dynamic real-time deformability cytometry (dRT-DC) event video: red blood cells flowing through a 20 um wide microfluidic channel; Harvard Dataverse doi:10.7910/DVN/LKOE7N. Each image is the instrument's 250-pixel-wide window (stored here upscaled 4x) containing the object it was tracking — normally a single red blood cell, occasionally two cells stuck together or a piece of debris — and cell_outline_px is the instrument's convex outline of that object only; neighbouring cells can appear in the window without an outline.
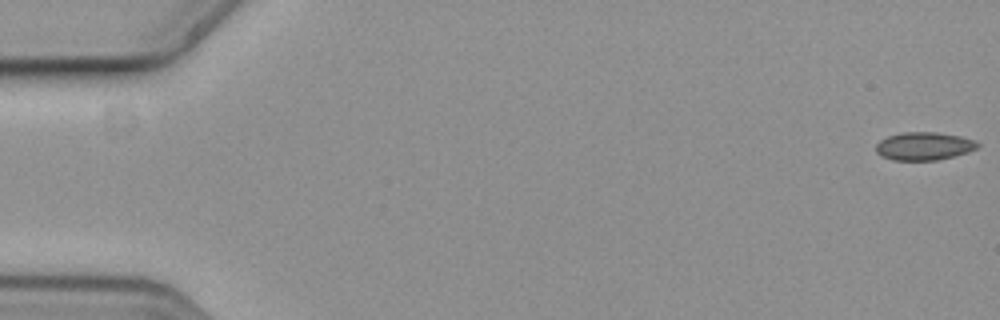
{"species": "common noctule bat (a hibernating species)", "species_latin": "Nyctalus noctula", "temperature_condition": "cold", "stored_images_in_passage": 13, "camera_frame_rate_fps": 3000, "um_per_image_px": 0.085, "animal": {"sex": "female", "body_mass_g": 19.3, "forearm_length_mm": 54.1}, "frame": {"image": 1, "passage_image": 1, "time_ms": 0.0, "image_size_px": [1000, 320], "cell_outline_px": [[980, 144], [976, 148], [968, 152], [936, 160], [892, 160], [880, 156], [876, 152], [876, 144], [880, 140], [888, 136], [900, 132], [936, 132], [960, 136], [976, 140]], "centroid_in_image_um": [78.51, 12.41], "position_along_channel_um": 6.5, "area_um2": 16.65}}